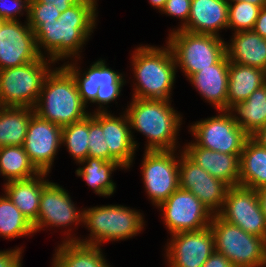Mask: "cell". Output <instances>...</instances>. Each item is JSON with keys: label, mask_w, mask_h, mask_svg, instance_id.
Here are the masks:
<instances>
[{"label": "cell", "mask_w": 266, "mask_h": 267, "mask_svg": "<svg viewBox=\"0 0 266 267\" xmlns=\"http://www.w3.org/2000/svg\"><path fill=\"white\" fill-rule=\"evenodd\" d=\"M96 6L97 0H82L62 12L58 20L40 24L34 30L39 54H47L54 63L80 58L83 45L96 28Z\"/></svg>", "instance_id": "obj_1"}, {"label": "cell", "mask_w": 266, "mask_h": 267, "mask_svg": "<svg viewBox=\"0 0 266 267\" xmlns=\"http://www.w3.org/2000/svg\"><path fill=\"white\" fill-rule=\"evenodd\" d=\"M125 112L130 122L133 143L138 148L133 131L146 136L144 151H169L179 147L177 137L182 115L171 106L172 100L132 98Z\"/></svg>", "instance_id": "obj_2"}, {"label": "cell", "mask_w": 266, "mask_h": 267, "mask_svg": "<svg viewBox=\"0 0 266 267\" xmlns=\"http://www.w3.org/2000/svg\"><path fill=\"white\" fill-rule=\"evenodd\" d=\"M132 52V98L170 100L177 72L170 46L141 45Z\"/></svg>", "instance_id": "obj_3"}, {"label": "cell", "mask_w": 266, "mask_h": 267, "mask_svg": "<svg viewBox=\"0 0 266 267\" xmlns=\"http://www.w3.org/2000/svg\"><path fill=\"white\" fill-rule=\"evenodd\" d=\"M87 107L74 78L60 66L46 76L34 111L40 118L64 127L90 115Z\"/></svg>", "instance_id": "obj_4"}, {"label": "cell", "mask_w": 266, "mask_h": 267, "mask_svg": "<svg viewBox=\"0 0 266 267\" xmlns=\"http://www.w3.org/2000/svg\"><path fill=\"white\" fill-rule=\"evenodd\" d=\"M83 225L90 230L89 237H73L71 227L63 241H77L87 245L102 246L106 241L126 240L144 230L143 213L123 205H102L83 208Z\"/></svg>", "instance_id": "obj_5"}, {"label": "cell", "mask_w": 266, "mask_h": 267, "mask_svg": "<svg viewBox=\"0 0 266 267\" xmlns=\"http://www.w3.org/2000/svg\"><path fill=\"white\" fill-rule=\"evenodd\" d=\"M69 60L63 63V67L72 75L77 85L78 93L82 102L87 104H98L94 112H107L106 107L121 95L122 87L126 84L124 74L112 70L105 60H97L83 71L78 68V60Z\"/></svg>", "instance_id": "obj_6"}, {"label": "cell", "mask_w": 266, "mask_h": 267, "mask_svg": "<svg viewBox=\"0 0 266 267\" xmlns=\"http://www.w3.org/2000/svg\"><path fill=\"white\" fill-rule=\"evenodd\" d=\"M51 64L55 63L41 56L25 65L0 70V106L34 108Z\"/></svg>", "instance_id": "obj_7"}, {"label": "cell", "mask_w": 266, "mask_h": 267, "mask_svg": "<svg viewBox=\"0 0 266 267\" xmlns=\"http://www.w3.org/2000/svg\"><path fill=\"white\" fill-rule=\"evenodd\" d=\"M166 43L173 52L176 67L187 79L216 64L226 54L224 39L210 34L175 30L170 32Z\"/></svg>", "instance_id": "obj_8"}, {"label": "cell", "mask_w": 266, "mask_h": 267, "mask_svg": "<svg viewBox=\"0 0 266 267\" xmlns=\"http://www.w3.org/2000/svg\"><path fill=\"white\" fill-rule=\"evenodd\" d=\"M210 228L215 251L224 255L234 267H265V239L245 232L213 214Z\"/></svg>", "instance_id": "obj_9"}, {"label": "cell", "mask_w": 266, "mask_h": 267, "mask_svg": "<svg viewBox=\"0 0 266 267\" xmlns=\"http://www.w3.org/2000/svg\"><path fill=\"white\" fill-rule=\"evenodd\" d=\"M219 114L192 124V132L197 146L205 149L227 153L241 154L250 137L235 121L229 110H219Z\"/></svg>", "instance_id": "obj_10"}, {"label": "cell", "mask_w": 266, "mask_h": 267, "mask_svg": "<svg viewBox=\"0 0 266 267\" xmlns=\"http://www.w3.org/2000/svg\"><path fill=\"white\" fill-rule=\"evenodd\" d=\"M176 152V150L145 151L143 154L141 163L143 184L147 197L155 207L179 188L180 155L178 152L175 154Z\"/></svg>", "instance_id": "obj_11"}, {"label": "cell", "mask_w": 266, "mask_h": 267, "mask_svg": "<svg viewBox=\"0 0 266 267\" xmlns=\"http://www.w3.org/2000/svg\"><path fill=\"white\" fill-rule=\"evenodd\" d=\"M170 235L209 227L213 213L190 191L180 187L158 207Z\"/></svg>", "instance_id": "obj_12"}, {"label": "cell", "mask_w": 266, "mask_h": 267, "mask_svg": "<svg viewBox=\"0 0 266 267\" xmlns=\"http://www.w3.org/2000/svg\"><path fill=\"white\" fill-rule=\"evenodd\" d=\"M217 215L245 232L266 239V218L257 191L242 185L229 187L222 209Z\"/></svg>", "instance_id": "obj_13"}, {"label": "cell", "mask_w": 266, "mask_h": 267, "mask_svg": "<svg viewBox=\"0 0 266 267\" xmlns=\"http://www.w3.org/2000/svg\"><path fill=\"white\" fill-rule=\"evenodd\" d=\"M62 146V127L34 113L29 121L23 148L39 172L50 173Z\"/></svg>", "instance_id": "obj_14"}, {"label": "cell", "mask_w": 266, "mask_h": 267, "mask_svg": "<svg viewBox=\"0 0 266 267\" xmlns=\"http://www.w3.org/2000/svg\"><path fill=\"white\" fill-rule=\"evenodd\" d=\"M166 244L169 267H202L215 252L210 226L198 231H183L171 235Z\"/></svg>", "instance_id": "obj_15"}, {"label": "cell", "mask_w": 266, "mask_h": 267, "mask_svg": "<svg viewBox=\"0 0 266 267\" xmlns=\"http://www.w3.org/2000/svg\"><path fill=\"white\" fill-rule=\"evenodd\" d=\"M180 149L179 187L193 193L213 214L223 206L229 186L191 161Z\"/></svg>", "instance_id": "obj_16"}, {"label": "cell", "mask_w": 266, "mask_h": 267, "mask_svg": "<svg viewBox=\"0 0 266 267\" xmlns=\"http://www.w3.org/2000/svg\"><path fill=\"white\" fill-rule=\"evenodd\" d=\"M34 31L20 21H3L0 24V70L19 67L38 60Z\"/></svg>", "instance_id": "obj_17"}, {"label": "cell", "mask_w": 266, "mask_h": 267, "mask_svg": "<svg viewBox=\"0 0 266 267\" xmlns=\"http://www.w3.org/2000/svg\"><path fill=\"white\" fill-rule=\"evenodd\" d=\"M81 223L83 211L75 206L66 189L50 181L42 190L37 222L33 225L35 233L44 231V227L67 228Z\"/></svg>", "instance_id": "obj_18"}, {"label": "cell", "mask_w": 266, "mask_h": 267, "mask_svg": "<svg viewBox=\"0 0 266 267\" xmlns=\"http://www.w3.org/2000/svg\"><path fill=\"white\" fill-rule=\"evenodd\" d=\"M92 113V114H91ZM105 131V150H109V161L117 162L124 169L133 164L136 147L133 143L130 122L126 112L117 117L107 112H90Z\"/></svg>", "instance_id": "obj_19"}, {"label": "cell", "mask_w": 266, "mask_h": 267, "mask_svg": "<svg viewBox=\"0 0 266 267\" xmlns=\"http://www.w3.org/2000/svg\"><path fill=\"white\" fill-rule=\"evenodd\" d=\"M183 147V153L214 178L223 181L229 187L239 185L241 154H227L205 149L192 141Z\"/></svg>", "instance_id": "obj_20"}, {"label": "cell", "mask_w": 266, "mask_h": 267, "mask_svg": "<svg viewBox=\"0 0 266 267\" xmlns=\"http://www.w3.org/2000/svg\"><path fill=\"white\" fill-rule=\"evenodd\" d=\"M229 59L226 54L214 65L192 74L187 80L216 111L227 110Z\"/></svg>", "instance_id": "obj_21"}, {"label": "cell", "mask_w": 266, "mask_h": 267, "mask_svg": "<svg viewBox=\"0 0 266 267\" xmlns=\"http://www.w3.org/2000/svg\"><path fill=\"white\" fill-rule=\"evenodd\" d=\"M228 3L227 0H191L190 15L181 30L220 37L219 31L228 29Z\"/></svg>", "instance_id": "obj_22"}, {"label": "cell", "mask_w": 266, "mask_h": 267, "mask_svg": "<svg viewBox=\"0 0 266 267\" xmlns=\"http://www.w3.org/2000/svg\"><path fill=\"white\" fill-rule=\"evenodd\" d=\"M48 174L40 172L32 178L3 185L4 193L33 225L37 222L42 190L50 182L44 179Z\"/></svg>", "instance_id": "obj_23"}, {"label": "cell", "mask_w": 266, "mask_h": 267, "mask_svg": "<svg viewBox=\"0 0 266 267\" xmlns=\"http://www.w3.org/2000/svg\"><path fill=\"white\" fill-rule=\"evenodd\" d=\"M232 37L231 43H225L229 62L266 71V38L253 30L235 32Z\"/></svg>", "instance_id": "obj_24"}, {"label": "cell", "mask_w": 266, "mask_h": 267, "mask_svg": "<svg viewBox=\"0 0 266 267\" xmlns=\"http://www.w3.org/2000/svg\"><path fill=\"white\" fill-rule=\"evenodd\" d=\"M266 84V71L229 62L227 110L245 101L253 91Z\"/></svg>", "instance_id": "obj_25"}, {"label": "cell", "mask_w": 266, "mask_h": 267, "mask_svg": "<svg viewBox=\"0 0 266 267\" xmlns=\"http://www.w3.org/2000/svg\"><path fill=\"white\" fill-rule=\"evenodd\" d=\"M52 267H111L100 246L62 241L55 249Z\"/></svg>", "instance_id": "obj_26"}, {"label": "cell", "mask_w": 266, "mask_h": 267, "mask_svg": "<svg viewBox=\"0 0 266 267\" xmlns=\"http://www.w3.org/2000/svg\"><path fill=\"white\" fill-rule=\"evenodd\" d=\"M239 185L255 190L266 185V148L249 137L240 155Z\"/></svg>", "instance_id": "obj_27"}, {"label": "cell", "mask_w": 266, "mask_h": 267, "mask_svg": "<svg viewBox=\"0 0 266 267\" xmlns=\"http://www.w3.org/2000/svg\"><path fill=\"white\" fill-rule=\"evenodd\" d=\"M78 164L83 166L77 168L76 175L81 177L93 189L95 194L102 197H110L114 194L116 184L112 180L111 174L118 168L124 169L120 164L89 156Z\"/></svg>", "instance_id": "obj_28"}, {"label": "cell", "mask_w": 266, "mask_h": 267, "mask_svg": "<svg viewBox=\"0 0 266 267\" xmlns=\"http://www.w3.org/2000/svg\"><path fill=\"white\" fill-rule=\"evenodd\" d=\"M229 111L237 124L252 137L266 125V84Z\"/></svg>", "instance_id": "obj_29"}, {"label": "cell", "mask_w": 266, "mask_h": 267, "mask_svg": "<svg viewBox=\"0 0 266 267\" xmlns=\"http://www.w3.org/2000/svg\"><path fill=\"white\" fill-rule=\"evenodd\" d=\"M34 108L0 106V148L23 146Z\"/></svg>", "instance_id": "obj_30"}, {"label": "cell", "mask_w": 266, "mask_h": 267, "mask_svg": "<svg viewBox=\"0 0 266 267\" xmlns=\"http://www.w3.org/2000/svg\"><path fill=\"white\" fill-rule=\"evenodd\" d=\"M39 173L30 162L23 146L0 148V175L5 178V182L29 179Z\"/></svg>", "instance_id": "obj_31"}, {"label": "cell", "mask_w": 266, "mask_h": 267, "mask_svg": "<svg viewBox=\"0 0 266 267\" xmlns=\"http://www.w3.org/2000/svg\"><path fill=\"white\" fill-rule=\"evenodd\" d=\"M35 234L33 224L13 204L10 198L0 196V237L13 239Z\"/></svg>", "instance_id": "obj_32"}, {"label": "cell", "mask_w": 266, "mask_h": 267, "mask_svg": "<svg viewBox=\"0 0 266 267\" xmlns=\"http://www.w3.org/2000/svg\"><path fill=\"white\" fill-rule=\"evenodd\" d=\"M89 115L78 122L62 127V145L77 162L88 157Z\"/></svg>", "instance_id": "obj_33"}, {"label": "cell", "mask_w": 266, "mask_h": 267, "mask_svg": "<svg viewBox=\"0 0 266 267\" xmlns=\"http://www.w3.org/2000/svg\"><path fill=\"white\" fill-rule=\"evenodd\" d=\"M262 7L244 2L228 3V29L235 32L252 30Z\"/></svg>", "instance_id": "obj_34"}, {"label": "cell", "mask_w": 266, "mask_h": 267, "mask_svg": "<svg viewBox=\"0 0 266 267\" xmlns=\"http://www.w3.org/2000/svg\"><path fill=\"white\" fill-rule=\"evenodd\" d=\"M88 146L89 157L109 161V150H105V131L91 114L89 115Z\"/></svg>", "instance_id": "obj_35"}, {"label": "cell", "mask_w": 266, "mask_h": 267, "mask_svg": "<svg viewBox=\"0 0 266 267\" xmlns=\"http://www.w3.org/2000/svg\"><path fill=\"white\" fill-rule=\"evenodd\" d=\"M61 12L53 3L45 4L38 0H29L28 24L34 31L42 23H51L59 19Z\"/></svg>", "instance_id": "obj_36"}, {"label": "cell", "mask_w": 266, "mask_h": 267, "mask_svg": "<svg viewBox=\"0 0 266 267\" xmlns=\"http://www.w3.org/2000/svg\"><path fill=\"white\" fill-rule=\"evenodd\" d=\"M8 2L10 4H8ZM29 18V0H0V19L2 21H19L17 16L25 14Z\"/></svg>", "instance_id": "obj_37"}, {"label": "cell", "mask_w": 266, "mask_h": 267, "mask_svg": "<svg viewBox=\"0 0 266 267\" xmlns=\"http://www.w3.org/2000/svg\"><path fill=\"white\" fill-rule=\"evenodd\" d=\"M191 9V0H167L161 13L168 16L177 17L181 20V26L171 31L181 30L188 21Z\"/></svg>", "instance_id": "obj_38"}, {"label": "cell", "mask_w": 266, "mask_h": 267, "mask_svg": "<svg viewBox=\"0 0 266 267\" xmlns=\"http://www.w3.org/2000/svg\"><path fill=\"white\" fill-rule=\"evenodd\" d=\"M14 247L10 250L0 251V267H22V249Z\"/></svg>", "instance_id": "obj_39"}, {"label": "cell", "mask_w": 266, "mask_h": 267, "mask_svg": "<svg viewBox=\"0 0 266 267\" xmlns=\"http://www.w3.org/2000/svg\"><path fill=\"white\" fill-rule=\"evenodd\" d=\"M202 267H234V265L224 255L215 251Z\"/></svg>", "instance_id": "obj_40"}, {"label": "cell", "mask_w": 266, "mask_h": 267, "mask_svg": "<svg viewBox=\"0 0 266 267\" xmlns=\"http://www.w3.org/2000/svg\"><path fill=\"white\" fill-rule=\"evenodd\" d=\"M252 30L261 37L266 38V6L261 8Z\"/></svg>", "instance_id": "obj_41"}, {"label": "cell", "mask_w": 266, "mask_h": 267, "mask_svg": "<svg viewBox=\"0 0 266 267\" xmlns=\"http://www.w3.org/2000/svg\"><path fill=\"white\" fill-rule=\"evenodd\" d=\"M41 3L51 4L59 10V12H65L72 5L80 3L82 0H38Z\"/></svg>", "instance_id": "obj_42"}, {"label": "cell", "mask_w": 266, "mask_h": 267, "mask_svg": "<svg viewBox=\"0 0 266 267\" xmlns=\"http://www.w3.org/2000/svg\"><path fill=\"white\" fill-rule=\"evenodd\" d=\"M256 191H257V196L259 199L260 207L266 218V185L263 187H260Z\"/></svg>", "instance_id": "obj_43"}, {"label": "cell", "mask_w": 266, "mask_h": 267, "mask_svg": "<svg viewBox=\"0 0 266 267\" xmlns=\"http://www.w3.org/2000/svg\"><path fill=\"white\" fill-rule=\"evenodd\" d=\"M257 142L266 148V125L252 136Z\"/></svg>", "instance_id": "obj_44"}, {"label": "cell", "mask_w": 266, "mask_h": 267, "mask_svg": "<svg viewBox=\"0 0 266 267\" xmlns=\"http://www.w3.org/2000/svg\"><path fill=\"white\" fill-rule=\"evenodd\" d=\"M166 1H167V0H149L148 2H149L153 7H155L156 9H158L159 12H161L162 9H163L164 6H165Z\"/></svg>", "instance_id": "obj_45"}, {"label": "cell", "mask_w": 266, "mask_h": 267, "mask_svg": "<svg viewBox=\"0 0 266 267\" xmlns=\"http://www.w3.org/2000/svg\"><path fill=\"white\" fill-rule=\"evenodd\" d=\"M228 2H235V1H244L248 2L254 5H257L259 7H265L266 6V0H227Z\"/></svg>", "instance_id": "obj_46"}, {"label": "cell", "mask_w": 266, "mask_h": 267, "mask_svg": "<svg viewBox=\"0 0 266 267\" xmlns=\"http://www.w3.org/2000/svg\"><path fill=\"white\" fill-rule=\"evenodd\" d=\"M265 266H266V239H265Z\"/></svg>", "instance_id": "obj_47"}]
</instances>
